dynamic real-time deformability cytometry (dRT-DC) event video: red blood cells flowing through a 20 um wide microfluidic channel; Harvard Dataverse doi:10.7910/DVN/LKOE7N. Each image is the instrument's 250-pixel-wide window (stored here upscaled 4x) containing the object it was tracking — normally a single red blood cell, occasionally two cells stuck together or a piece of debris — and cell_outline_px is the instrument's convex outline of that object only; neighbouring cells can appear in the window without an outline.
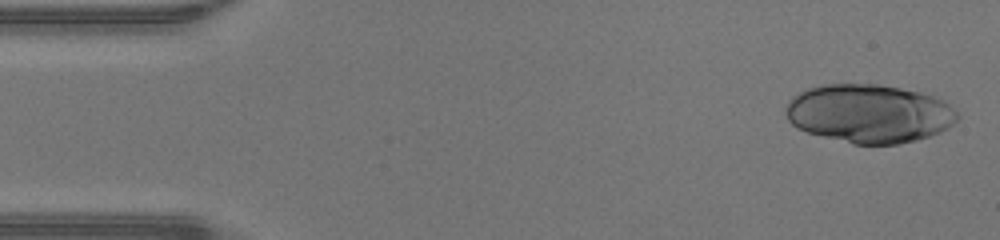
{"species": "human", "species_latin": "Homo sapiens", "temperature_condition": "warm", "stored_images_in_passage": 45, "camera_frame_rate_fps": 3000, "um_per_image_px": 0.085, "donor": {"sex": "male"}, "frame": {"image": 1, "passage_image": 1, "time_ms": 0.0, "image_size_px": [1000, 240], "cell_outline_px": [[960, 116], [948, 128], [940, 132], [916, 140], [896, 144], [852, 144], [808, 132], [796, 128], [788, 120], [784, 112], [784, 108], [788, 100], [792, 96], [808, 88], [824, 84], [876, 84], [900, 88], [920, 92], [936, 96], [944, 100]], "centroid_in_image_um": [73.85, 9.65], "position_along_channel_um": 11.2, "area_um2": 58.72}}
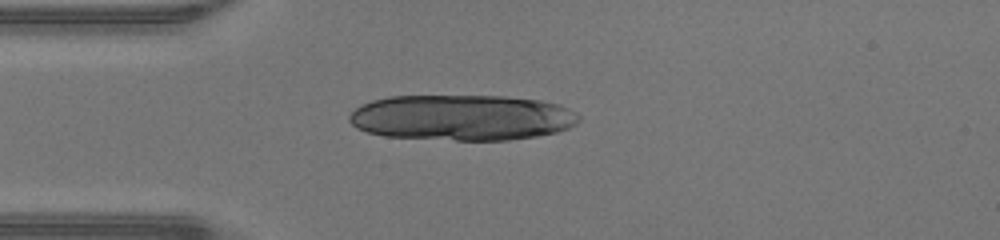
{"frame": {"image": 2, "passage_image": 11, "time_ms": 3.333, "image_size_px": [1000, 240], "cell_outline_px": [[580, 120], [576, 124], [568, 128], [556, 132], [536, 136], [508, 140], [456, 140], [384, 136], [368, 132], [356, 128], [348, 120], [348, 116], [356, 108], [372, 100], [392, 96], [504, 96], [540, 100], [560, 104], [576, 112], [580, 116]], "centroid_in_image_um": [39.29, 9.99], "position_along_channel_um": 45.7, "area_um2": 61.33}}